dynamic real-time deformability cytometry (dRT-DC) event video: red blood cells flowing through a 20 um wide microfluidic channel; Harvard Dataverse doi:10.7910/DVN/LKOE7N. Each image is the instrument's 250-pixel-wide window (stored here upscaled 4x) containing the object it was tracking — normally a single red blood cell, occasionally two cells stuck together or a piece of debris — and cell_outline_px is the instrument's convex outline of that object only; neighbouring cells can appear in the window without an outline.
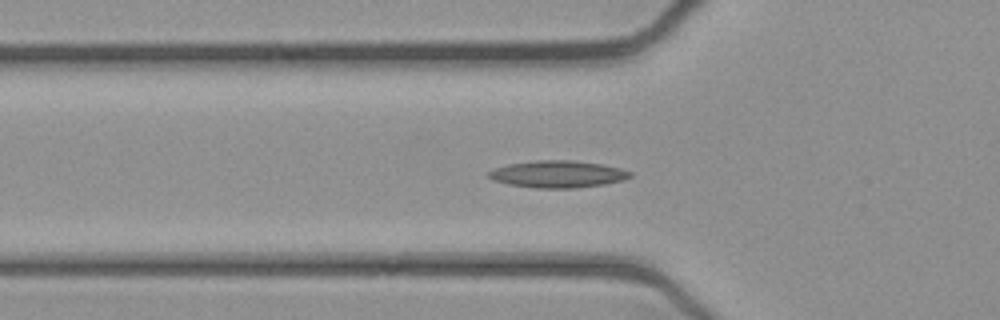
{"species": "common noctule bat (a hibernating species)", "species_latin": "Nyctalus noctula", "temperature_condition": "cold", "stored_images_in_passage": 45, "camera_frame_rate_fps": 3000, "um_per_image_px": 0.085, "animal": {"sex": "female", "body_mass_g": 21.9}, "frame": {"image": 1, "passage_image": 9, "time_ms": 2.667, "image_size_px": [1000, 320], "cell_outline_px": [[632, 176], [624, 180], [604, 184], [576, 188], [536, 188], [508, 184], [492, 180], [484, 172], [492, 168], [508, 164], [536, 160], [572, 160], [600, 164], [620, 168], [632, 172]], "centroid_in_image_um": [47.36, 14.8], "position_along_channel_um": 78.4, "area_um2": 22.48}}
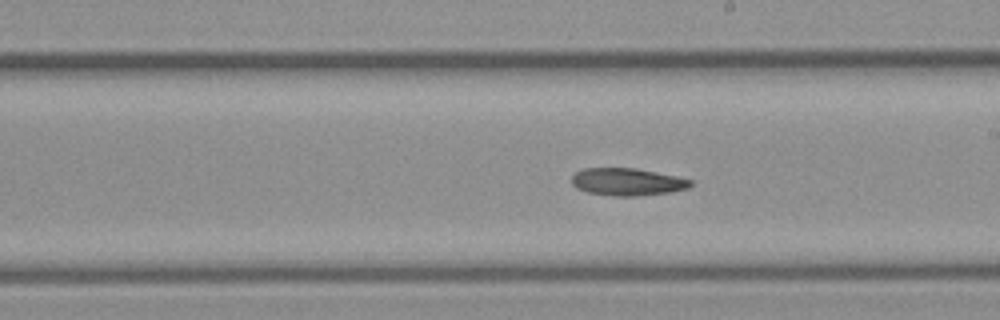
{"frame": {"image": 2, "passage_image": 21, "time_ms": 6.667, "image_size_px": [1000, 320], "cell_outline_px": [[692, 184], [688, 188], [672, 192], [636, 196], [616, 196], [588, 192], [576, 188], [572, 184], [572, 176], [576, 172], [584, 168], [636, 168], [676, 176], [692, 180]], "centroid_in_image_um": [53.33, 15.46], "position_along_channel_um": 235.7, "area_um2": 18.96}}
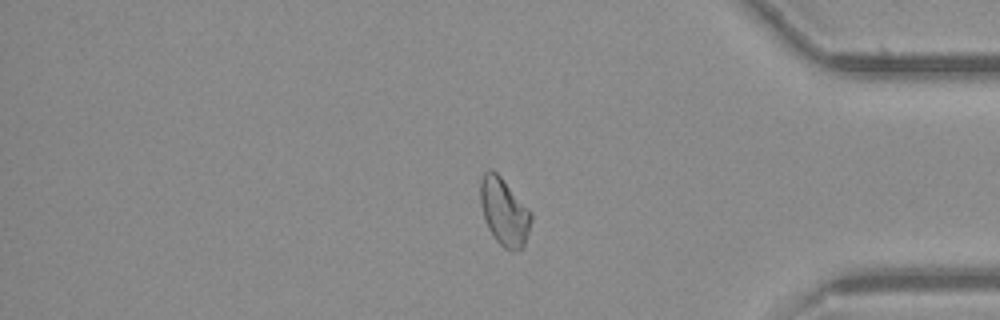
{"frame": {"image": 3, "passage_image": 35, "time_ms": 11.333, "image_size_px": [1000, 320], "cell_outline_px": [[532, 220], [524, 248], [516, 252], [512, 252], [504, 248], [496, 240], [488, 228], [480, 204], [480, 180], [484, 172], [488, 168], [492, 168], [500, 176], [532, 212]], "centroid_in_image_um": [42.86, 18.02], "position_along_channel_um": 392.3, "area_um2": 20.17}}